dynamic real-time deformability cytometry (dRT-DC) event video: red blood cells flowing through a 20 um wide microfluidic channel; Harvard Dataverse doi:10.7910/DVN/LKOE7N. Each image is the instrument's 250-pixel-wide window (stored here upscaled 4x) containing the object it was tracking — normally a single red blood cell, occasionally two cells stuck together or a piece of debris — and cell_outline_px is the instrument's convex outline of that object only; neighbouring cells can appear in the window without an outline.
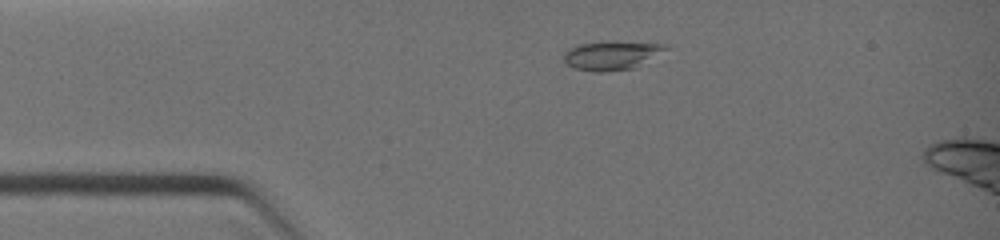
{"species": "common noctule bat (a hibernating species)", "species_latin": "Nyctalus noctula", "temperature_condition": "warm", "stored_images_in_passage": 4, "camera_frame_rate_fps": 3000, "um_per_image_px": 0.085, "animal": {"sex": "female", "body_mass_g": 19.0, "forearm_length_mm": 51.5}, "frame": {"image": 1, "passage_image": 3, "time_ms": 2.0, "image_size_px": [1000, 240], "cell_outline_px": [[668, 48], [636, 68], [604, 72], [596, 72], [576, 68], [568, 64], [564, 60], [564, 52], [568, 48], [580, 44], [668, 44]], "centroid_in_image_um": [51.95, 4.77], "position_along_channel_um": 33.0, "area_um2": 16.07}}